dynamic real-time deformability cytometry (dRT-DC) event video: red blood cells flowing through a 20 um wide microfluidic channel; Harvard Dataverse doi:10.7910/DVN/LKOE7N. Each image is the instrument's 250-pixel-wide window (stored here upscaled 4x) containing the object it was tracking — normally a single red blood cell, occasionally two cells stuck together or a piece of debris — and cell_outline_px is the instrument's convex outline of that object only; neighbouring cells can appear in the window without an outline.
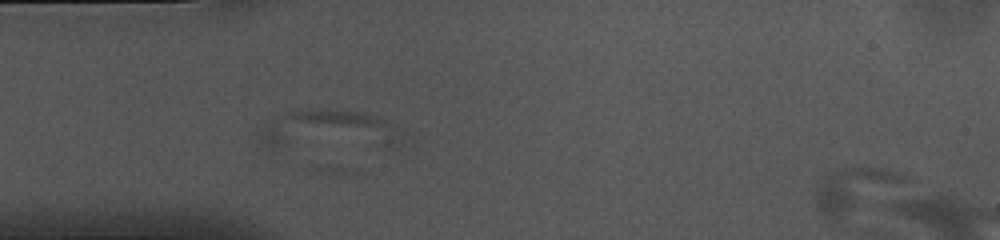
{"species": "common noctule bat (a hibernating species)", "species_latin": "Nyctalus noctula", "temperature_condition": "cold", "stored_images_in_passage": 12, "segment_of_instrument_passage": [2, 2], "camera_frame_rate_fps": 3000, "um_per_image_px": 0.085, "animal": {"sex": "female", "body_mass_g": 10.0, "forearm_length_mm": 53.1}, "frame": {"image": 1, "passage_image": 12, "time_ms": 3.667, "image_size_px": [1000, 240], "cell_outline_px": [[908, 176], [904, 180], [840, 220], [832, 220], [824, 216], [816, 208], [816, 188], [824, 176], [828, 172], [840, 168], [888, 168], [904, 172]], "centroid_in_image_um": [72.53, 16.09], "position_along_channel_um": 12.5, "area_um2": 21.96}}